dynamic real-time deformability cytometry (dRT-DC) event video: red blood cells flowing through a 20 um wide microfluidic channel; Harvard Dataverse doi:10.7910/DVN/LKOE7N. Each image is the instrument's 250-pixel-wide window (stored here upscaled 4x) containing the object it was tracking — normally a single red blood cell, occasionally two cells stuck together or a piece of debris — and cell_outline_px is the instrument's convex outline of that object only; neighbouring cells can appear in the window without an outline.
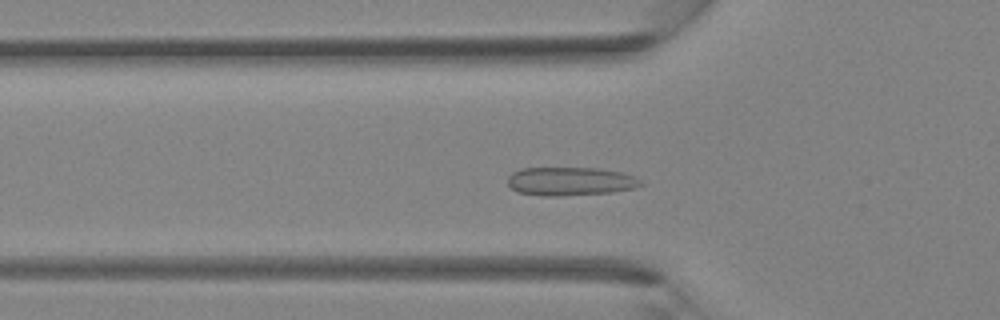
{"species": "Egyptian fruit bat (a non-hibernating species)", "species_latin": "Rousettus aegyptiacus", "temperature_condition": "room temperature", "stored_images_in_passage": 39, "camera_frame_rate_fps": 3000, "um_per_image_px": 0.085, "animal": {"sex": "female"}, "frame": {"image": 1, "passage_image": 12, "time_ms": 3.667, "image_size_px": [1000, 320], "cell_outline_px": [[644, 184], [632, 188], [612, 192], [560, 196], [544, 196], [520, 192], [512, 188], [508, 184], [508, 176], [512, 172], [520, 168], [600, 168], [624, 172], [640, 180]], "centroid_in_image_um": [48.47, 15.4], "position_along_channel_um": 77.3, "area_um2": 22.08}}
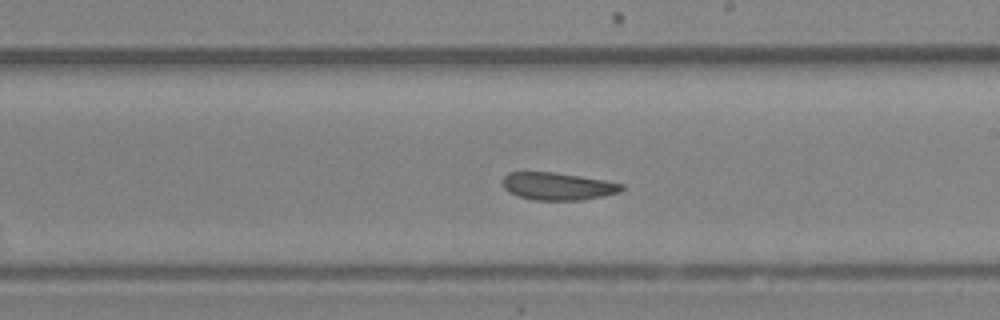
{"frame": {"image": 2, "passage_image": 22, "time_ms": 7.0, "image_size_px": [1000, 320], "cell_outline_px": [[624, 188], [620, 192], [604, 196], [584, 200], [532, 200], [516, 196], [508, 192], [504, 188], [504, 176], [508, 172], [556, 172], [604, 180], [624, 184]], "centroid_in_image_um": [47.42, 15.84], "position_along_channel_um": 241.6, "area_um2": 19.25}}
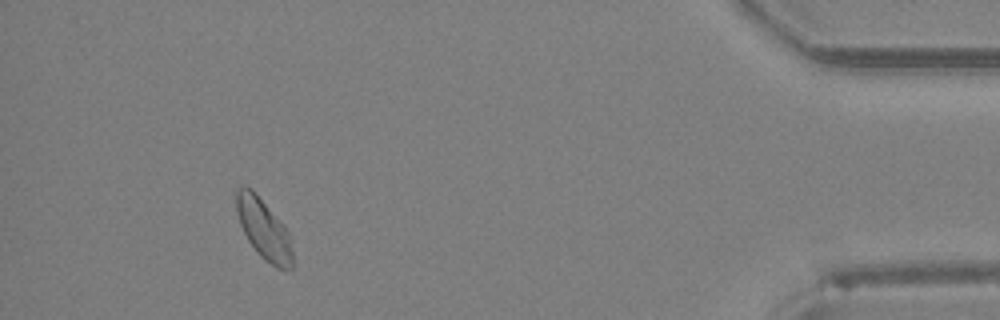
{"frame": {"image": 3, "passage_image": 36, "time_ms": 11.667, "image_size_px": [1000, 320], "cell_outline_px": [[292, 268], [276, 268], [264, 260], [256, 252], [248, 240], [240, 224], [236, 208], [236, 188], [244, 184], [252, 188], [284, 224], [292, 236]], "centroid_in_image_um": [22.43, 19.44], "position_along_channel_um": 412.8, "area_um2": 20.11}}